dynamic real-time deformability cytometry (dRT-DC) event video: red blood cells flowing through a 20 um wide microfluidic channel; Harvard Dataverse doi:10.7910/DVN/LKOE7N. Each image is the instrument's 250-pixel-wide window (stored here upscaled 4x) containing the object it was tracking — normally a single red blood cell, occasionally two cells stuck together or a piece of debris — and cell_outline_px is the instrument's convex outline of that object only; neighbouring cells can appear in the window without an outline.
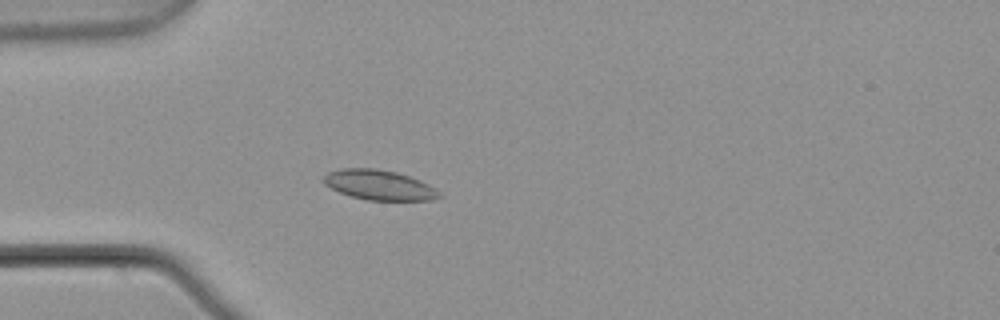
{"species": "common noctule bat (a hibernating species)", "species_latin": "Nyctalus noctula", "temperature_condition": "warm", "stored_images_in_passage": 4, "camera_frame_rate_fps": 3000, "um_per_image_px": 0.085, "animal": {"sex": "male", "body_mass_g": 21.5, "forearm_length_mm": 52.0}, "frame": {"image": 1, "passage_image": 4, "time_ms": 1.0, "image_size_px": [1000, 320], "cell_outline_px": [[444, 196], [432, 200], [368, 200], [352, 196], [340, 192], [324, 184], [320, 180], [328, 172], [340, 168], [376, 168], [396, 172], [420, 180], [436, 188]], "centroid_in_image_um": [32.24, 15.72], "position_along_channel_um": 52.8, "area_um2": 20.29}}